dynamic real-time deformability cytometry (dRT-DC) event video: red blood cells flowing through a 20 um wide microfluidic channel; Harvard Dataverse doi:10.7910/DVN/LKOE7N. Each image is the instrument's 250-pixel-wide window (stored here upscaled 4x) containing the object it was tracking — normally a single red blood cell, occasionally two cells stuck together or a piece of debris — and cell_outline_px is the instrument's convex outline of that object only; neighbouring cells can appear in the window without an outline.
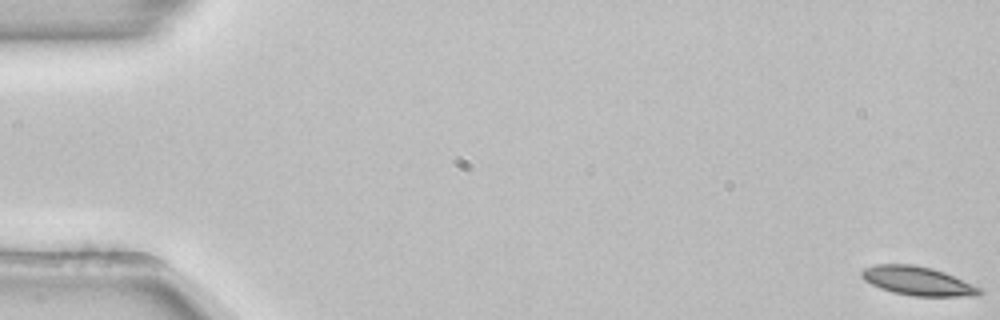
{"species": "common noctule bat (a hibernating species)", "species_latin": "Nyctalus noctula", "temperature_condition": "room temperature", "stored_images_in_passage": 10, "camera_frame_rate_fps": 3000, "um_per_image_px": 0.085, "animal": {"sex": "female", "body_mass_g": 22.7, "forearm_length_mm": 54.2}, "frame": {"image": 1, "passage_image": 1, "time_ms": 0.0, "image_size_px": [1000, 320], "cell_outline_px": [[984, 292], [976, 296], [912, 296], [892, 292], [880, 288], [864, 280], [860, 276], [860, 272], [864, 268], [876, 264], [912, 264], [932, 268], [944, 272], [984, 288]], "centroid_in_image_um": [78.04, 23.88], "position_along_channel_um": 7.0, "area_um2": 20.06}}